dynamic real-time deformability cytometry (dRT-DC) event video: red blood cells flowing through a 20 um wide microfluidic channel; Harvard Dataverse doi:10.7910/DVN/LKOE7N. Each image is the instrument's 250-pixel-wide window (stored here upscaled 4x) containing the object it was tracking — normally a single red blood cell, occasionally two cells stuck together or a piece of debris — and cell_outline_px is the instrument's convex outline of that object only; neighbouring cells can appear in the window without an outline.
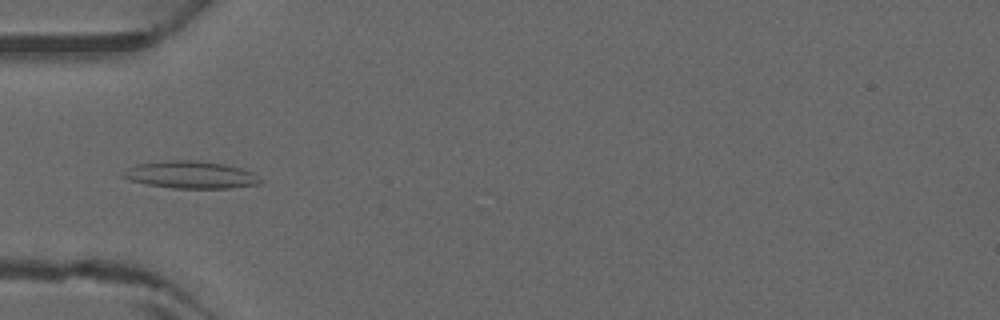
{"species": "common noctule bat (a hibernating species)", "species_latin": "Nyctalus noctula", "temperature_condition": "warm", "stored_images_in_passage": 5, "camera_frame_rate_fps": 3000, "um_per_image_px": 0.085, "animal": {"sex": "male", "forearm_length_mm": 52.5}, "frame": {"image": 1, "passage_image": 4, "time_ms": 1.0, "image_size_px": [1000, 320], "cell_outline_px": [[264, 180], [260, 184], [228, 188], [172, 188], [148, 184], [128, 180], [120, 176], [128, 168], [136, 164], [164, 160], [196, 160], [224, 164], [240, 168], [252, 172]], "centroid_in_image_um": [16.21, 14.85], "position_along_channel_um": 68.8, "area_um2": 21.91}}
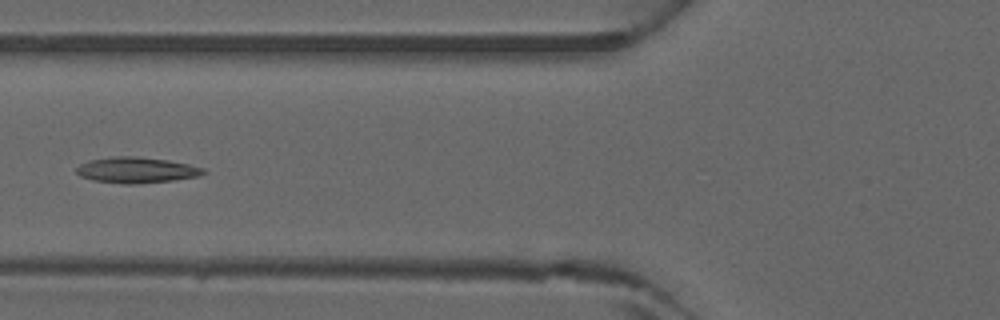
{"frame": {"image": 2, "passage_image": 5, "time_ms": 1.333, "image_size_px": [1000, 320], "cell_outline_px": [[208, 172], [196, 176], [172, 180], [132, 184], [124, 184], [92, 180], [80, 176], [76, 172], [76, 168], [80, 164], [88, 160], [116, 156], [136, 156], [168, 160], [188, 164], [204, 168]], "centroid_in_image_um": [11.57, 14.45], "position_along_channel_um": 114.2, "area_um2": 19.02}}